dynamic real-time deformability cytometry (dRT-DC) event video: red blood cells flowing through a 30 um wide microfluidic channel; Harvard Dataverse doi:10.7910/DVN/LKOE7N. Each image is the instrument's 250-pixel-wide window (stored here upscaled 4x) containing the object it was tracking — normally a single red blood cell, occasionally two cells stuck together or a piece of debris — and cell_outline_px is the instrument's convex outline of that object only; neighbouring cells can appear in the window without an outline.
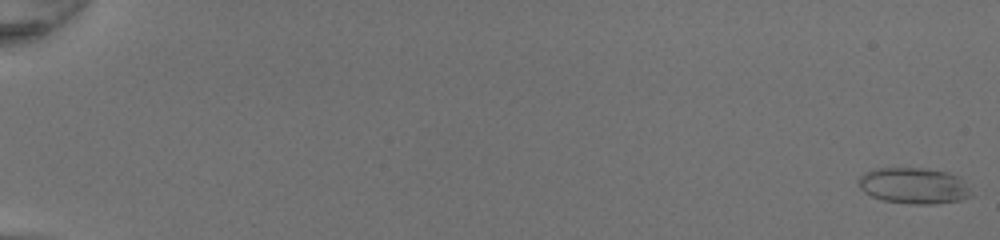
{"species": "common noctule bat (a hibernating species)", "species_latin": "Nyctalus noctula", "temperature_condition": "room temperature", "stored_images_in_passage": 51, "camera_frame_rate_fps": 3000, "um_per_image_px": 0.085, "animal": {"sex": "female", "body_mass_g": 20.0, "forearm_length_mm": 54.0}, "frame": {"image": 1, "passage_image": 1, "time_ms": 0.0, "image_size_px": [1000, 240], "cell_outline_px": [[972, 196], [960, 200], [932, 204], [916, 204], [884, 200], [872, 196], [864, 192], [860, 188], [860, 176], [876, 168], [928, 168], [948, 172], [956, 176], [968, 188]], "centroid_in_image_um": [77.67, 15.78], "position_along_channel_um": 7.3, "area_um2": 23.24}}
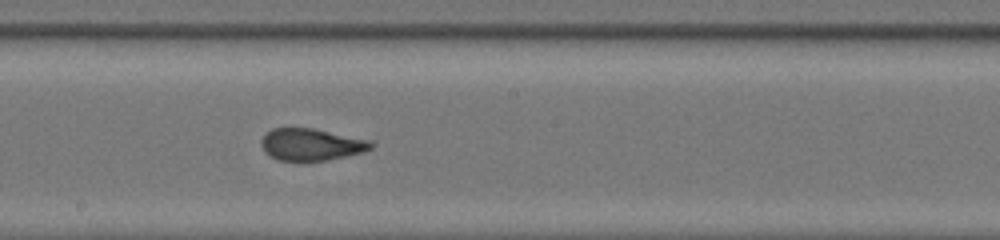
{"frame": {"image": 2, "passage_image": 31, "time_ms": 10.0, "image_size_px": [1000, 240], "cell_outline_px": [[376, 144], [372, 148], [364, 152], [328, 160], [276, 160], [264, 152], [260, 144], [260, 140], [272, 128], [312, 128], [372, 140]], "centroid_in_image_um": [26.48, 12.28], "position_along_channel_um": 221.7, "area_um2": 20.58}}
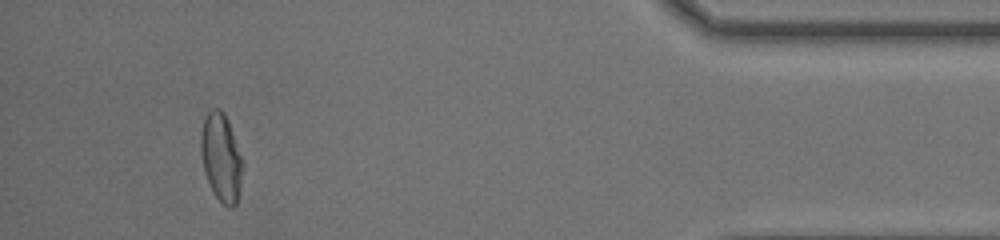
{"frame": {"image": 3, "passage_image": 48, "time_ms": 15.667, "image_size_px": [1000, 240], "cell_outline_px": [[244, 164], [240, 188], [236, 204], [232, 208], [228, 208], [216, 196], [208, 180], [204, 168], [200, 148], [200, 136], [204, 116], [212, 108], [220, 108], [224, 112], [228, 120], [244, 160]], "centroid_in_image_um": [18.82, 13.34], "position_along_channel_um": 416.4, "area_um2": 21.62}, "authors_computed_cell_mechanics": {"area_um2": 21.6172, "velocity_mm_per_s": 4.3245, "shape_relaxation_time_tau1_ms": 11.2444, "shape_relaxation_time_tau2_ms": 0.8326, "deformation_change_tau1": 0.314, "deformation_change_tau2": 0.0628}}